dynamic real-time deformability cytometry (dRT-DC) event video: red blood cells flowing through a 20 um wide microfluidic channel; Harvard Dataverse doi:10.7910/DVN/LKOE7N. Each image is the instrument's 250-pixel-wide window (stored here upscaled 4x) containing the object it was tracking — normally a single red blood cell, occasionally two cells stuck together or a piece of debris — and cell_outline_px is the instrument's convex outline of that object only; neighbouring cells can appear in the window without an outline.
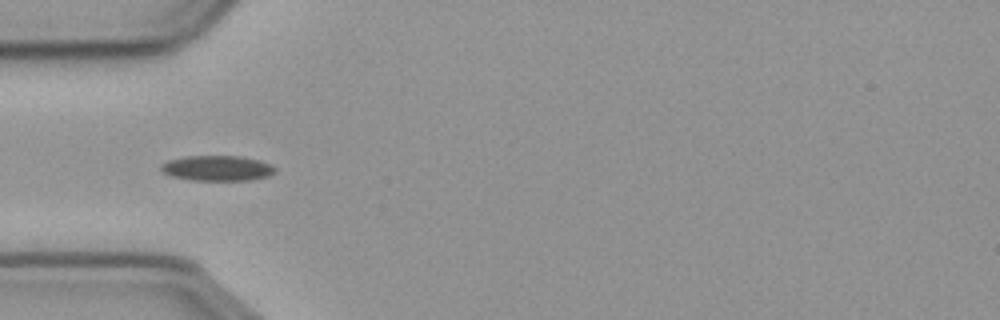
{"species": "common noctule bat (a hibernating species)", "species_latin": "Nyctalus noctula", "temperature_condition": "cold", "stored_images_in_passage": 20, "camera_frame_rate_fps": 3000, "um_per_image_px": 0.085, "animal": {"sex": "male", "body_mass_g": 23.1, "forearm_length_mm": 52.7}, "frame": {"image": 1, "passage_image": 4, "time_ms": 1.0, "image_size_px": [1000, 320], "cell_outline_px": [[276, 172], [268, 176], [252, 180], [188, 180], [172, 176], [164, 172], [160, 168], [160, 164], [168, 160], [188, 156], [240, 156], [260, 160], [272, 164], [276, 168]], "centroid_in_image_um": [18.5, 14.29], "position_along_channel_um": 66.5, "area_um2": 16.94}}